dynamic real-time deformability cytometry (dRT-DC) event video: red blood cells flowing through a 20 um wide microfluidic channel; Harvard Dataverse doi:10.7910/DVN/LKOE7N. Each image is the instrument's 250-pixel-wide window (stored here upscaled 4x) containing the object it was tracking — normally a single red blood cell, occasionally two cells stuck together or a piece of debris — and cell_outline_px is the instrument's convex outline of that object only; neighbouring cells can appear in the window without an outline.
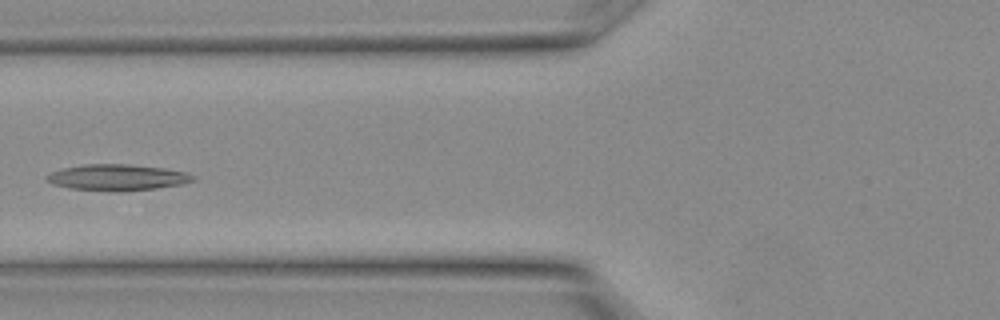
{"species": "Egyptian fruit bat (a non-hibernating species)", "species_latin": "Rousettus aegyptiacus", "temperature_condition": "warm", "stored_images_in_passage": 10, "camera_frame_rate_fps": 3000, "um_per_image_px": 0.085, "animal": {"sex": "female"}, "frame": {"image": 1, "passage_image": 9, "time_ms": 2.667, "image_size_px": [1000, 320], "cell_outline_px": [[196, 180], [180, 184], [156, 188], [72, 188], [52, 184], [44, 176], [52, 172], [64, 168], [84, 164], [128, 164], [164, 168], [184, 172], [196, 176]], "centroid_in_image_um": [9.99, 15.02], "position_along_channel_um": 115.8, "area_um2": 20.92}}